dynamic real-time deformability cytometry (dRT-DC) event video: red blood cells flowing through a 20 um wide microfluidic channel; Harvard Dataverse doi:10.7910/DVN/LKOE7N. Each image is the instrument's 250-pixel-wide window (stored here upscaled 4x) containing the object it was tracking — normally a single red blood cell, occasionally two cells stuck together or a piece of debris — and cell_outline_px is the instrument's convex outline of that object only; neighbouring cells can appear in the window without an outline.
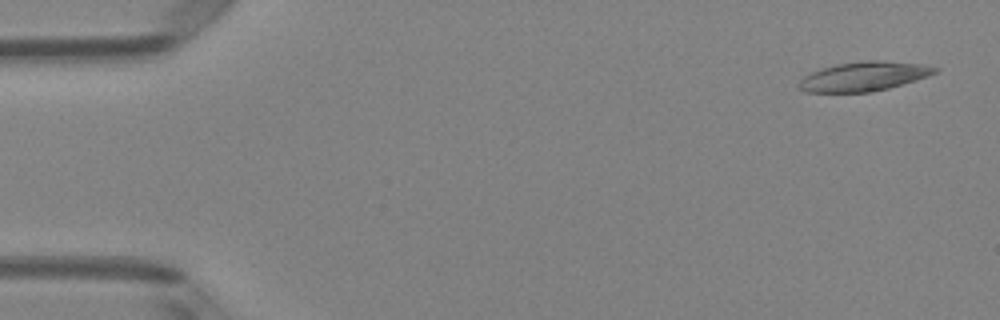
{"species": "Egyptian fruit bat (a non-hibernating species)", "species_latin": "Rousettus aegyptiacus", "temperature_condition": "room temperature", "stored_images_in_passage": 5, "camera_frame_rate_fps": 3000, "um_per_image_px": 0.085, "animal": {"sex": "female"}, "frame": {"image": 1, "passage_image": 1, "time_ms": 0.0, "image_size_px": [1000, 320], "cell_outline_px": [[940, 68], [936, 72], [928, 76], [916, 80], [888, 88], [868, 92], [804, 92], [796, 84], [804, 76], [812, 72], [836, 64], [864, 60], [880, 60], [920, 64]], "centroid_in_image_um": [73.41, 6.49], "position_along_channel_um": 11.6, "area_um2": 23.06}}
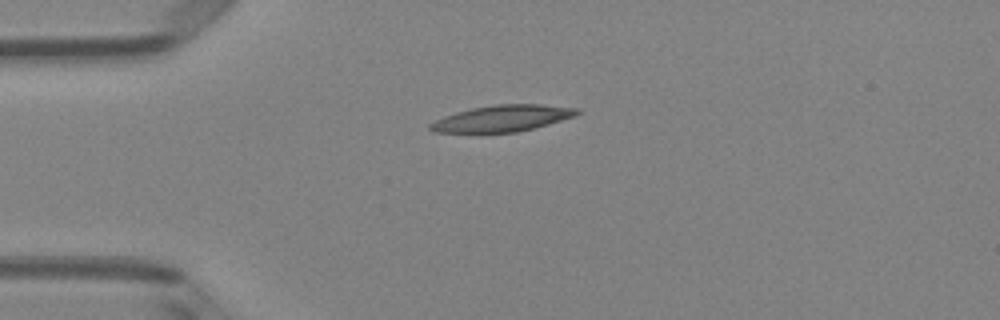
{"frame": {"image": 2, "passage_image": 4, "time_ms": 1.0, "image_size_px": [1000, 320], "cell_outline_px": [[580, 112], [576, 116], [548, 124], [516, 132], [436, 132], [428, 128], [428, 124], [444, 116], [456, 112], [472, 108], [496, 104], [540, 104], [580, 108]], "centroid_in_image_um": [42.72, 10.05], "position_along_channel_um": 42.3, "area_um2": 22.43}}